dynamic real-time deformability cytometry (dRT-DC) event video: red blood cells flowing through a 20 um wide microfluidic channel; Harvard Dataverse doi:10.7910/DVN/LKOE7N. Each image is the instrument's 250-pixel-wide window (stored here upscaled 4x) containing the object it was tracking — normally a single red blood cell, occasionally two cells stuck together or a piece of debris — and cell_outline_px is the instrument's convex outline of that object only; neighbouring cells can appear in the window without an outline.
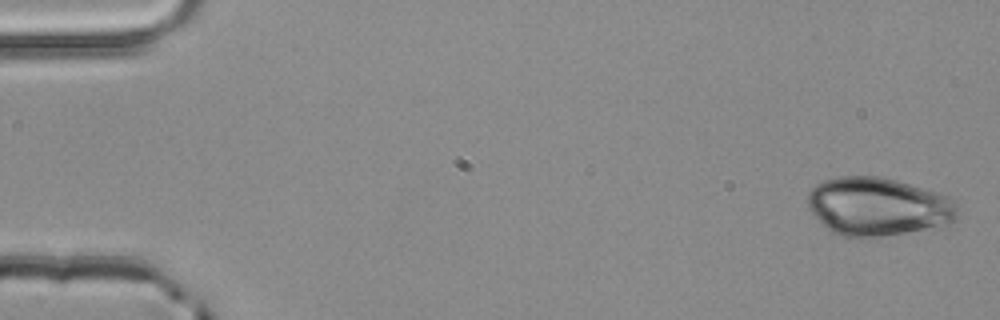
{"species": "common noctule bat (a hibernating species)", "species_latin": "Nyctalus noctula", "temperature_condition": "room temperature", "stored_images_in_passage": 4, "camera_frame_rate_fps": 3000, "um_per_image_px": 0.085, "animal": {"sex": "male", "body_mass_g": 20.4}, "frame": {"image": 1, "passage_image": 1, "time_ms": 0.0, "image_size_px": [1000, 320], "cell_outline_px": [[956, 216], [952, 224], [872, 240], [860, 240], [844, 236], [828, 228], [808, 208], [808, 192], [816, 184], [824, 180], [836, 176], [880, 176], [896, 180], [936, 192], [948, 196], [956, 204]], "centroid_in_image_um": [74.63, 17.59], "position_along_channel_um": 10.4, "area_um2": 51.62}}